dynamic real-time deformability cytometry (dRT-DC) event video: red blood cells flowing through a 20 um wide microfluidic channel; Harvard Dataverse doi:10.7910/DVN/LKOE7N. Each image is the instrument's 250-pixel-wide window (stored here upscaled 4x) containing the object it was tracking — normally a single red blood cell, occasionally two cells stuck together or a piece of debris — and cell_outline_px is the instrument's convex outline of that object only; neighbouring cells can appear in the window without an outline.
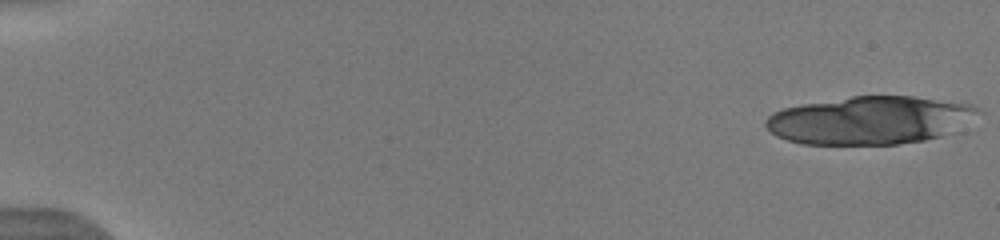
{"species": "human", "species_latin": "Homo sapiens", "temperature_condition": "warm", "stored_images_in_passage": 20, "camera_frame_rate_fps": 3000, "um_per_image_px": 0.085, "donor": {"sex": "male"}, "frame": {"image": 1, "passage_image": 1, "time_ms": 0.0, "image_size_px": [1000, 240], "cell_outline_px": [[984, 112], [940, 136], [924, 140], [896, 144], [800, 144], [776, 136], [764, 124], [764, 120], [772, 112], [784, 108], [804, 104], [852, 96], [912, 96], [972, 104], [980, 108]], "centroid_in_image_um": [73.91, 10.21], "position_along_channel_um": 11.1, "area_um2": 59.01}}